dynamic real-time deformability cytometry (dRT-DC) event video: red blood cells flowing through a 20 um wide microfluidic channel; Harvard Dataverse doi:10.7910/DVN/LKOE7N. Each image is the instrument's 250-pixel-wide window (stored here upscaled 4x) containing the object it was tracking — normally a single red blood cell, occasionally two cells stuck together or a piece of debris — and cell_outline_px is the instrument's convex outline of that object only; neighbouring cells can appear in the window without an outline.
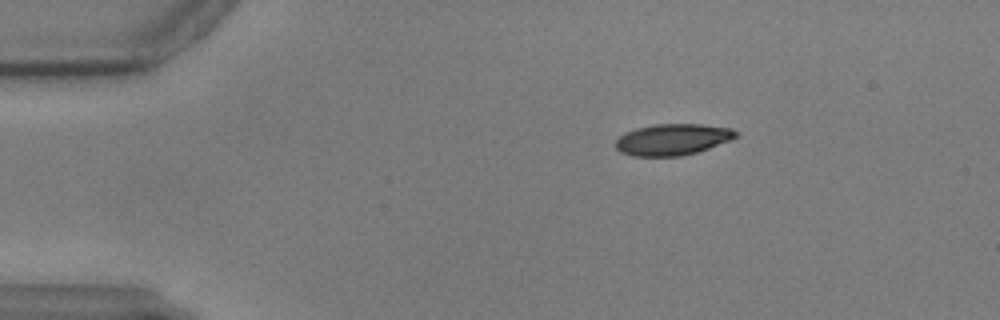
{"species": "common noctule bat (a hibernating species)", "species_latin": "Nyctalus noctula", "temperature_condition": "warm", "stored_images_in_passage": 51, "camera_frame_rate_fps": 3000, "um_per_image_px": 0.085, "animal": {"sex": "male", "body_mass_g": 17.9, "forearm_length_mm": 54.2}, "frame": {"image": 1, "passage_image": 2, "time_ms": 0.333, "image_size_px": [1000, 320], "cell_outline_px": [[740, 132], [736, 136], [728, 140], [708, 148], [696, 152], [680, 156], [632, 156], [620, 152], [616, 148], [616, 140], [620, 136], [636, 128], [656, 124], [700, 124], [732, 128]], "centroid_in_image_um": [57.16, 11.85], "position_along_channel_um": 27.8, "area_um2": 21.73}}
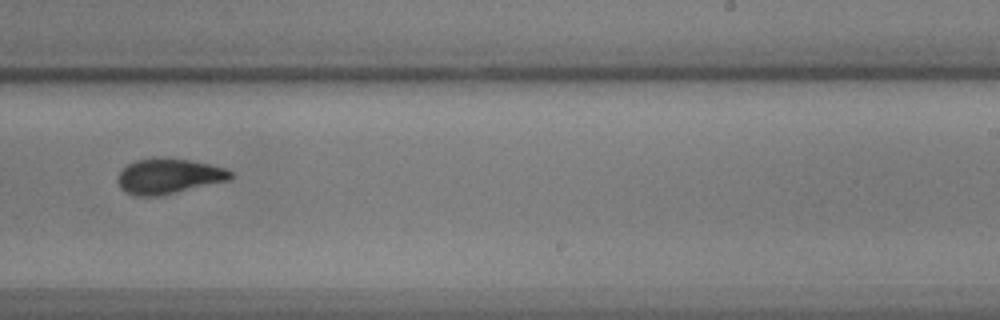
{"frame": {"image": 2, "passage_image": 29, "time_ms": 9.333, "image_size_px": [1000, 320], "cell_outline_px": [[232, 180], [160, 196], [136, 196], [124, 192], [120, 188], [116, 180], [116, 176], [128, 164], [136, 160], [188, 160], [208, 164], [224, 168], [232, 172]], "centroid_in_image_um": [14.33, 15.03], "position_along_channel_um": 274.7, "area_um2": 22.77}}
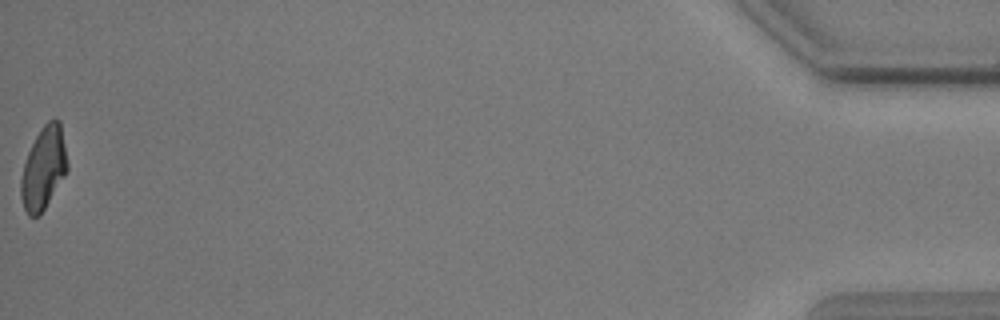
{"frame": {"image": 3, "passage_image": 51, "time_ms": 16.667, "image_size_px": [1000, 320], "cell_outline_px": [[68, 168], [64, 176], [40, 216], [28, 216], [24, 208], [20, 196], [20, 180], [24, 164], [28, 152], [36, 136], [44, 124], [48, 120], [56, 116], [60, 120], [68, 164]], "centroid_in_image_um": [3.7, 14.28], "position_along_channel_um": 431.5, "area_um2": 22.31}}